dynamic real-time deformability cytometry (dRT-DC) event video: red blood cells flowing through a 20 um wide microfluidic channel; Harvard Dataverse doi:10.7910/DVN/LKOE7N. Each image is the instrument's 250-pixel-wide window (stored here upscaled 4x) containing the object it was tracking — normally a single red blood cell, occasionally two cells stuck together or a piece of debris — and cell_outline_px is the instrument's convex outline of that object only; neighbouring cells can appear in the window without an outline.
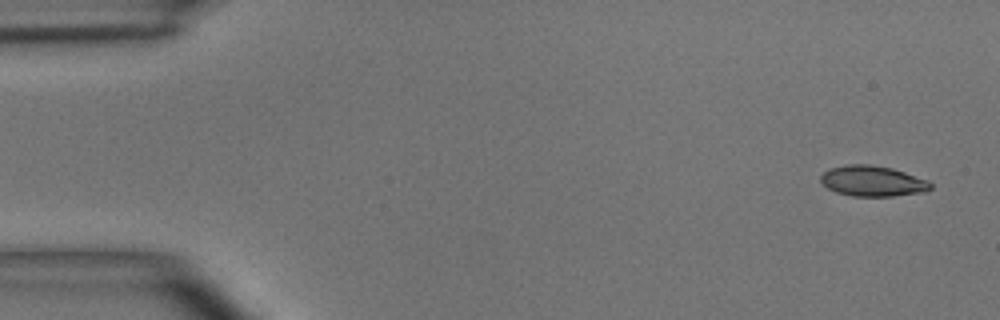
{"species": "common noctule bat (a hibernating species)", "species_latin": "Nyctalus noctula", "temperature_condition": "room temperature", "stored_images_in_passage": 4, "camera_frame_rate_fps": 3000, "um_per_image_px": 0.085, "animal": {"sex": "male", "body_mass_g": 15.6}, "frame": {"image": 1, "passage_image": 1, "time_ms": 0.0, "image_size_px": [1000, 320], "cell_outline_px": [[932, 188], [924, 192], [892, 196], [852, 196], [836, 192], [828, 188], [820, 180], [820, 176], [828, 168], [848, 164], [868, 164], [892, 168], [928, 180], [932, 184]], "centroid_in_image_um": [74.16, 15.38], "position_along_channel_um": 10.8, "area_um2": 19.59}}
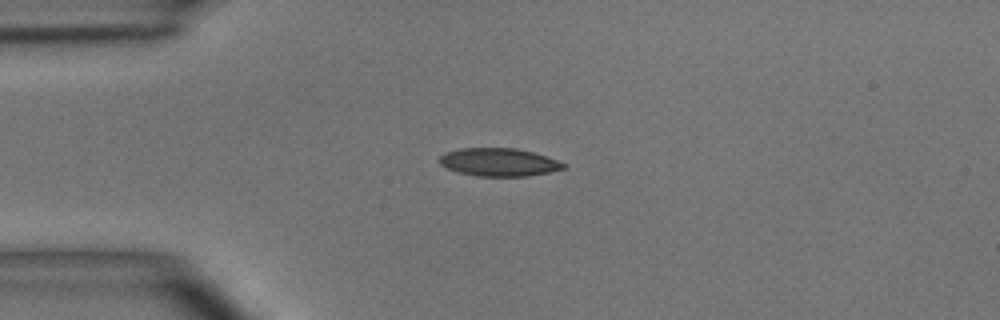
{"frame": {"image": 2, "passage_image": 4, "time_ms": 3.333, "image_size_px": [1000, 320], "cell_outline_px": [[568, 164], [564, 168], [548, 172], [528, 176], [476, 176], [460, 172], [448, 168], [440, 164], [440, 156], [444, 152], [460, 148], [516, 148], [532, 152]], "centroid_in_image_um": [42.39, 13.78], "position_along_channel_um": 42.6, "area_um2": 20.06}}